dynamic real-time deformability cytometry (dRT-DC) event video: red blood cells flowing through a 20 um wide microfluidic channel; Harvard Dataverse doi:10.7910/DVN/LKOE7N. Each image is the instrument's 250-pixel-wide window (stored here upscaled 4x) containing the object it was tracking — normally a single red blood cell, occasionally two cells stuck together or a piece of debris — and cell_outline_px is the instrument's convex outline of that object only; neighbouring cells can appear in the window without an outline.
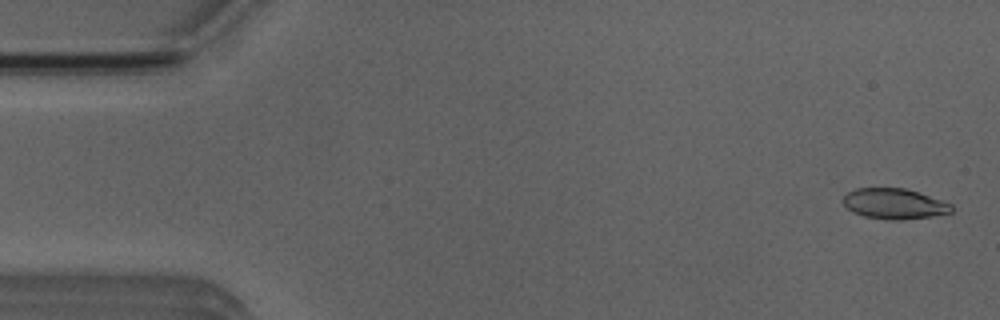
{"species": "Egyptian fruit bat (a non-hibernating species)", "species_latin": "Rousettus aegyptiacus", "temperature_condition": "room temperature", "stored_images_in_passage": 4, "camera_frame_rate_fps": 3000, "um_per_image_px": 0.085, "animal": {"sex": "male"}, "frame": {"image": 1, "passage_image": 1, "time_ms": 0.0, "image_size_px": [1000, 320], "cell_outline_px": [[952, 212], [932, 216], [900, 220], [888, 220], [864, 216], [852, 212], [844, 204], [844, 196], [848, 192], [856, 188], [904, 188], [952, 204]], "centroid_in_image_um": [75.99, 17.33], "position_along_channel_um": 9.0, "area_um2": 19.02}}
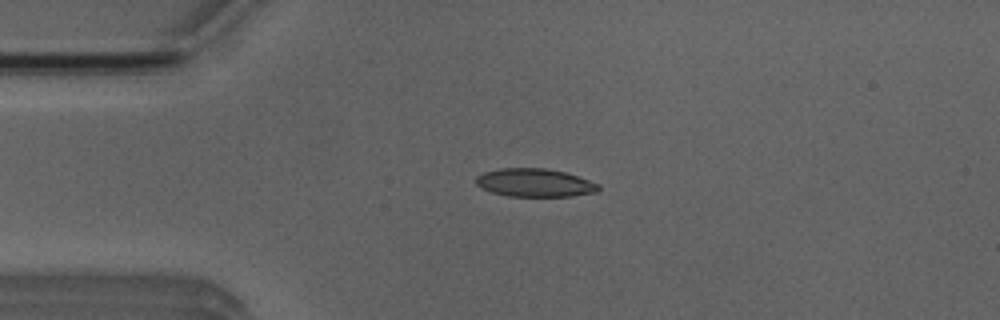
{"frame": {"image": 2, "passage_image": 4, "time_ms": 3.333, "image_size_px": [1000, 320], "cell_outline_px": [[600, 188], [596, 192], [572, 196], [508, 196], [492, 192], [480, 188], [476, 184], [476, 176], [484, 172], [500, 168], [544, 168], [564, 172], [600, 184]], "centroid_in_image_um": [45.43, 15.53], "position_along_channel_um": 39.6, "area_um2": 20.06}}